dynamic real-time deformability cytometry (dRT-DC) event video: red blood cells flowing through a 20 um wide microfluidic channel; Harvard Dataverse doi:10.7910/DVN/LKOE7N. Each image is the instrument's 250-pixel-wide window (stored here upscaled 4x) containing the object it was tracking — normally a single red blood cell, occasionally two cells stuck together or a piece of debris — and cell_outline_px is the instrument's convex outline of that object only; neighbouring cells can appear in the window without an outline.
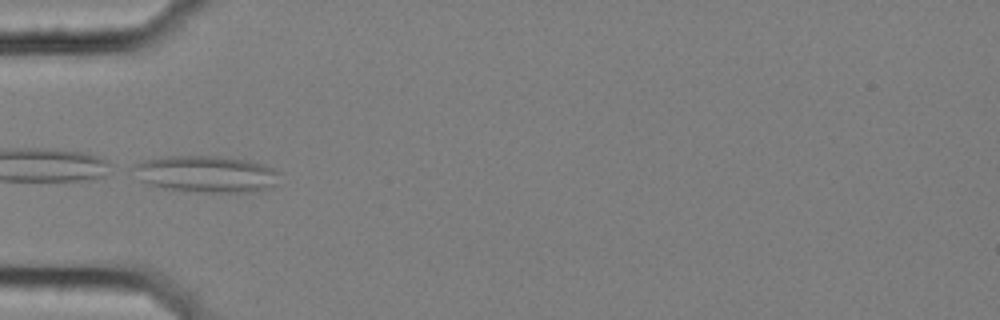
{"species": "common noctule bat (a hibernating species)", "species_latin": "Nyctalus noctula", "temperature_condition": "cold", "stored_images_in_passage": 35, "camera_frame_rate_fps": 3000, "um_per_image_px": 0.085, "animal": {"sex": "female", "body_mass_g": 25.1}, "frame": {"image": 1, "passage_image": 1, "time_ms": 0.0, "image_size_px": [1000, 320], "cell_outline_px": [[280, 172], [276, 184], [272, 188], [256, 192], [204, 192], [164, 188], [148, 184], [140, 180], [128, 168], [132, 164], [144, 160], [168, 156], [216, 156], [248, 160], [264, 164]], "centroid_in_image_um": [17.51, 14.79], "position_along_channel_um": 67.5, "area_um2": 31.62}, "authors_computed_cell_mechanics": {"area_um2": 20.8658, "velocity_mm_per_s": 3.5613, "shape_relaxation_time_tau1_ms": null, "shape_relaxation_time_tau2_ms": 2.635, "deformation_change_tau1": null, "deformation_change_tau2": 0.1276}}